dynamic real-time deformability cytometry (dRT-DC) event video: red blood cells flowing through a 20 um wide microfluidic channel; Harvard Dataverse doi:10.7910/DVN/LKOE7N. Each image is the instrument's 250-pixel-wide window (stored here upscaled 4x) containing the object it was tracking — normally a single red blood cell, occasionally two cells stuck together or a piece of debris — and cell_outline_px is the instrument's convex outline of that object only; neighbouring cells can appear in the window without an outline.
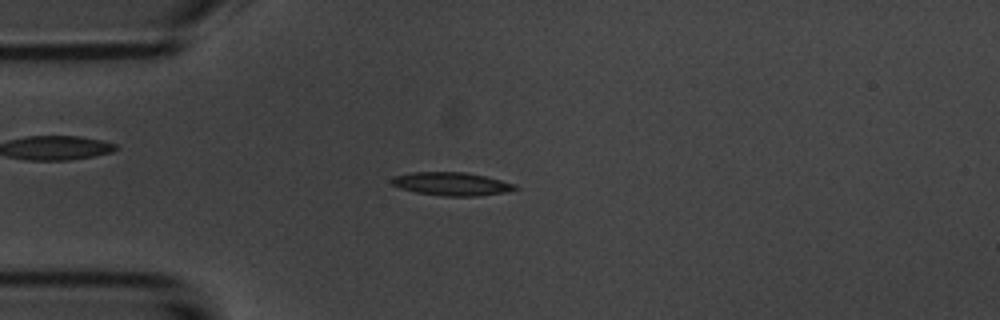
{"species": "common noctule bat (a hibernating species)", "species_latin": "Nyctalus noctula", "temperature_condition": "room temperature", "stored_images_in_passage": 53, "camera_frame_rate_fps": 3000, "um_per_image_px": 0.085, "animal": {"sex": "male", "body_mass_g": 20.1, "forearm_length_mm": 53.5}, "frame": {"image": 1, "passage_image": 13, "time_ms": 4.0, "image_size_px": [1000, 320], "cell_outline_px": [[520, 188], [508, 192], [476, 196], [444, 196], [416, 192], [400, 188], [392, 184], [388, 180], [392, 176], [412, 172], [468, 172], [516, 184]], "centroid_in_image_um": [38.38, 15.63], "position_along_channel_um": 46.6, "area_um2": 16.88}}
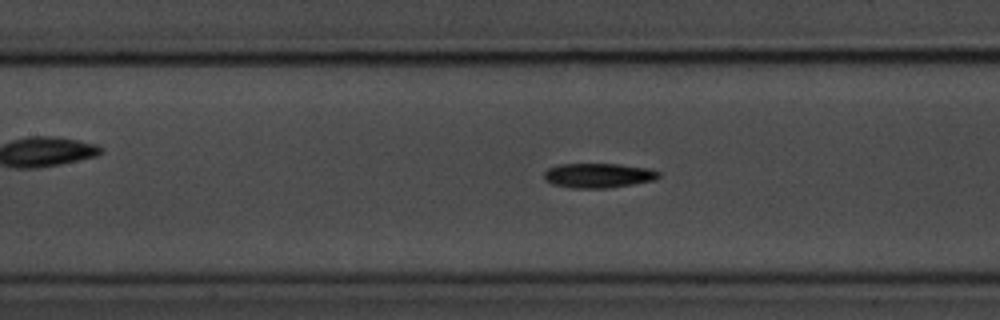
{"frame": {"image": 2, "passage_image": 23, "time_ms": 7.333, "image_size_px": [1000, 320], "cell_outline_px": [[660, 176], [652, 180], [632, 184], [608, 188], [572, 188], [552, 184], [544, 180], [544, 172], [548, 168], [560, 164], [620, 164], [652, 168], [660, 172]], "centroid_in_image_um": [50.85, 14.91], "position_along_channel_um": 156.5, "area_um2": 16.53}}
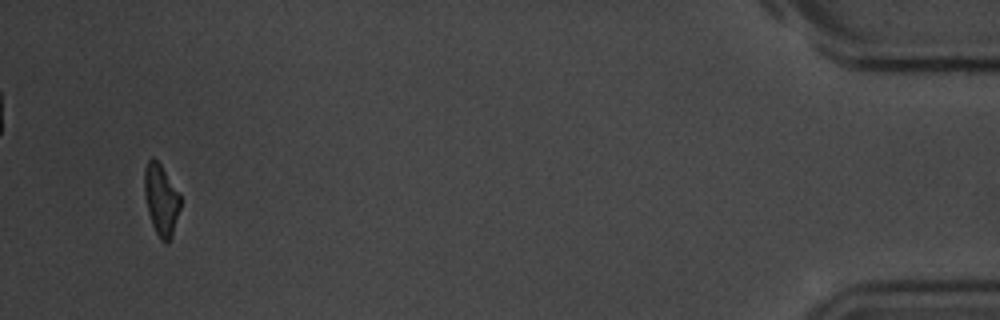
{"frame": {"image": 3, "passage_image": 51, "time_ms": 16.667, "image_size_px": [1000, 320], "cell_outline_px": [[180, 208], [172, 236], [168, 240], [160, 240], [152, 224], [148, 212], [144, 196], [144, 168], [148, 160], [152, 156], [160, 164], [180, 196]], "centroid_in_image_um": [13.66, 16.96], "position_along_channel_um": 421.5, "area_um2": 14.62}, "authors_computed_cell_mechanics": {"area_um2": 15.8372, "velocity_mm_per_s": 3.6976, "shape_relaxation_time_tau1_ms": 3.1889, "shape_relaxation_time_tau2_ms": 3.7278, "deformation_change_tau1": 0.1435, "deformation_change_tau2": 0.1279}}